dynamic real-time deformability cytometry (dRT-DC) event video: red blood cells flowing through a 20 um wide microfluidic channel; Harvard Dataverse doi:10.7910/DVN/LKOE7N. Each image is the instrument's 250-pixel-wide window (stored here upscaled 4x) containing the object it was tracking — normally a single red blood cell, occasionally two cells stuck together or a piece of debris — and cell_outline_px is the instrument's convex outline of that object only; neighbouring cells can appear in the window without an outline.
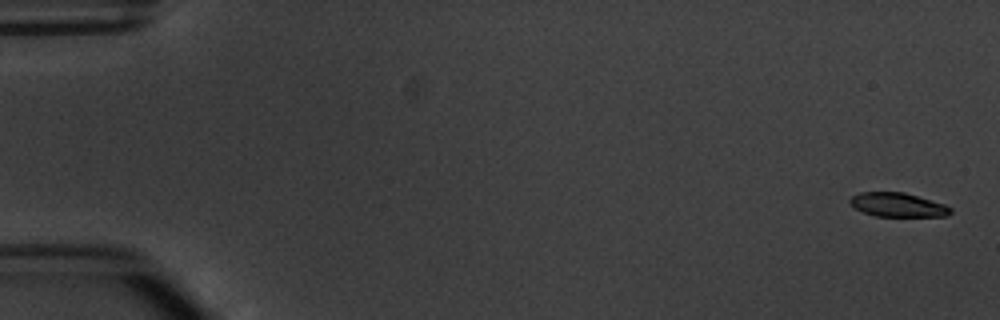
{"species": "common noctule bat (a hibernating species)", "species_latin": "Nyctalus noctula", "temperature_condition": "warm", "stored_images_in_passage": 4, "camera_frame_rate_fps": 3000, "um_per_image_px": 0.085, "animal": {"sex": "male", "body_mass_g": 20.1, "forearm_length_mm": 53.5}, "frame": {"image": 1, "passage_image": 1, "time_ms": 0.0, "image_size_px": [1000, 320], "cell_outline_px": [[952, 212], [948, 216], [876, 216], [864, 212], [856, 208], [848, 200], [852, 196], [860, 192], [904, 192], [944, 204], [952, 208]], "centroid_in_image_um": [76.33, 17.41], "position_along_channel_um": 8.7, "area_um2": 13.93}}